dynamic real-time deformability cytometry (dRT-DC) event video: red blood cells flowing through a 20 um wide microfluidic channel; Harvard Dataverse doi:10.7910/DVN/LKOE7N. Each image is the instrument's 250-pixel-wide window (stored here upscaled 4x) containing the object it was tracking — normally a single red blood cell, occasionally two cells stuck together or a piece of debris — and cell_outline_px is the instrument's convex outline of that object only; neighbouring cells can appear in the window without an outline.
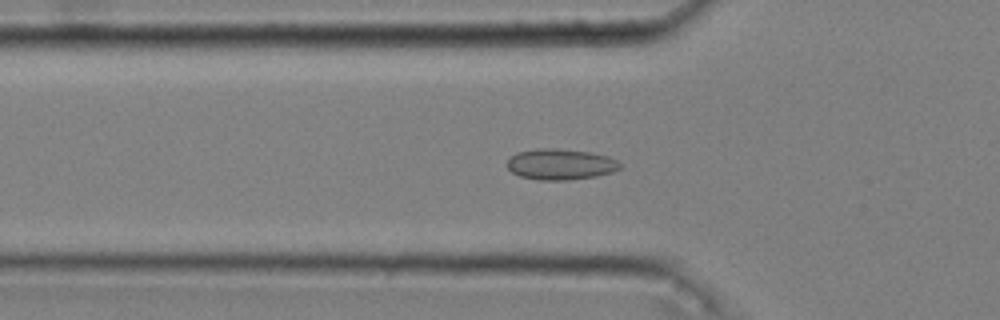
{"species": "common noctule bat (a hibernating species)", "species_latin": "Nyctalus noctula", "temperature_condition": "cold", "stored_images_in_passage": 53, "camera_frame_rate_fps": 3000, "um_per_image_px": 0.085, "animal": {"sex": "male", "body_mass_g": 20.4}, "frame": {"image": 1, "passage_image": 18, "time_ms": 5.667, "image_size_px": [1000, 320], "cell_outline_px": [[620, 168], [612, 172], [596, 176], [568, 180], [540, 180], [520, 176], [512, 172], [508, 168], [508, 160], [516, 152], [536, 148], [556, 148], [588, 152], [608, 156], [616, 160], [620, 164]], "centroid_in_image_um": [47.63, 13.96], "position_along_channel_um": 78.2, "area_um2": 20.23}}
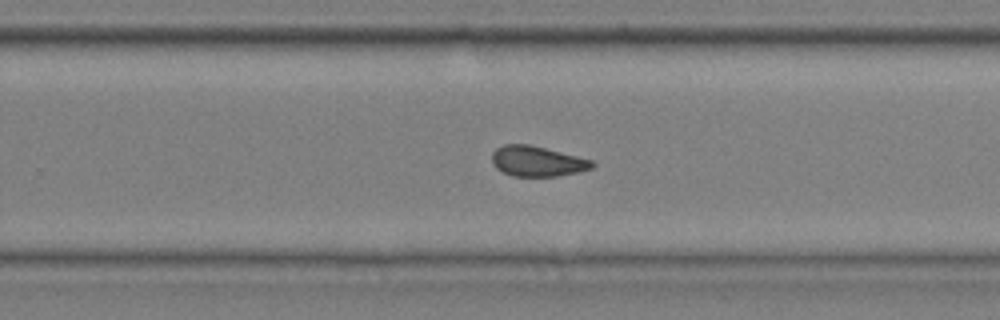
{"frame": {"image": 2, "passage_image": 35, "time_ms": 11.333, "image_size_px": [1000, 320], "cell_outline_px": [[596, 164], [592, 168], [576, 172], [556, 176], [512, 176], [496, 168], [492, 164], [492, 152], [496, 148], [504, 144], [528, 144], [592, 160]], "centroid_in_image_um": [45.63, 13.7], "position_along_channel_um": 284.2, "area_um2": 17.51}}
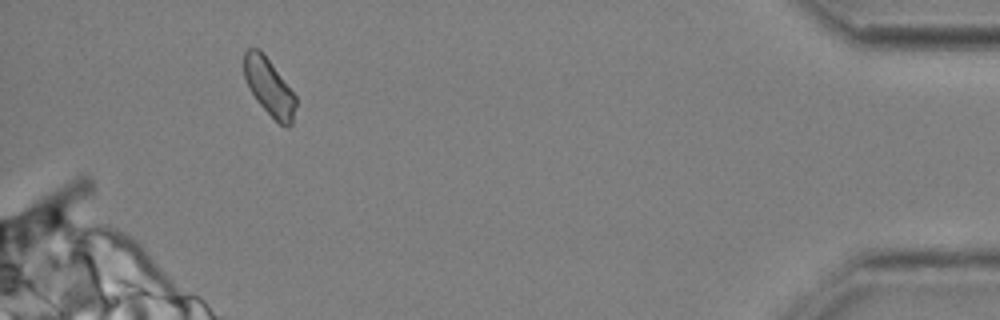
{"frame": {"image": 3, "passage_image": 50, "time_ms": 16.333, "image_size_px": [1000, 320], "cell_outline_px": [[296, 104], [292, 124], [288, 128], [280, 124], [256, 100], [244, 76], [244, 52], [248, 48], [260, 48], [296, 96]], "centroid_in_image_um": [22.88, 7.38], "position_along_channel_um": 412.3, "area_um2": 16.94}, "authors_computed_cell_mechanics": {"area_um2": 17.8024, "velocity_mm_per_s": 3.6305, "shape_relaxation_time_tau1_ms": null, "shape_relaxation_time_tau2_ms": 2.7114, "deformation_change_tau1": null, "deformation_change_tau2": 0.0717}}